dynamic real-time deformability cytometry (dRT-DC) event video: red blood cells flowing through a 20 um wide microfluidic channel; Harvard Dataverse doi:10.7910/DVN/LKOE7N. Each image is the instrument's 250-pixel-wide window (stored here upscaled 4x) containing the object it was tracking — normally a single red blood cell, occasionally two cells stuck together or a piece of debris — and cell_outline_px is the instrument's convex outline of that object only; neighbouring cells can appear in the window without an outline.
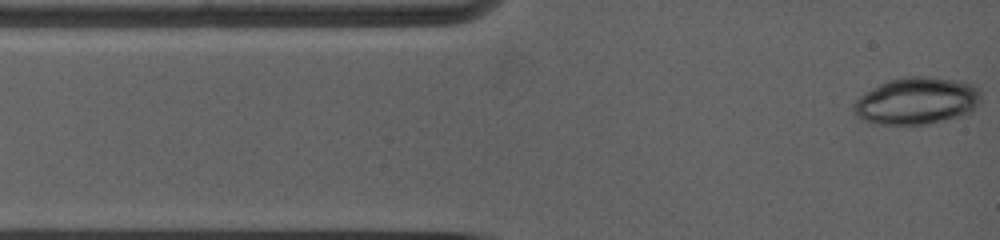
{"species": "common noctule bat (a hibernating species)", "species_latin": "Nyctalus noctula", "temperature_condition": "warm", "stored_images_in_passage": 14, "camera_frame_rate_fps": 5000, "um_per_image_px": 0.085, "animal": {"sex": "female", "body_mass_g": 19.0, "forearm_length_mm": 53.3}, "frame": {"image": 1, "passage_image": 1, "time_ms": 0.0, "image_size_px": [1000, 240], "cell_outline_px": [[976, 96], [972, 108], [952, 116], [920, 124], [884, 124], [868, 120], [860, 116], [856, 112], [856, 104], [868, 92], [880, 84], [888, 80], [908, 76], [928, 76], [960, 80], [972, 84], [976, 88]], "centroid_in_image_um": [77.89, 8.52], "position_along_channel_um": 7.1, "area_um2": 32.6}}
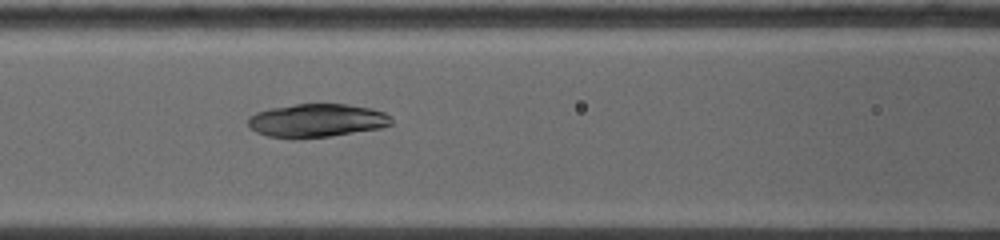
{"frame": {"image": 2, "passage_image": 12, "time_ms": 4.6, "image_size_px": [1000, 240], "cell_outline_px": [[392, 124], [380, 128], [328, 136], [268, 136], [252, 128], [248, 124], [248, 120], [256, 112], [272, 108], [296, 104], [348, 104], [368, 108], [384, 112], [392, 120]], "centroid_in_image_um": [26.98, 10.21], "position_along_channel_um": 139.6, "area_um2": 26.76}}
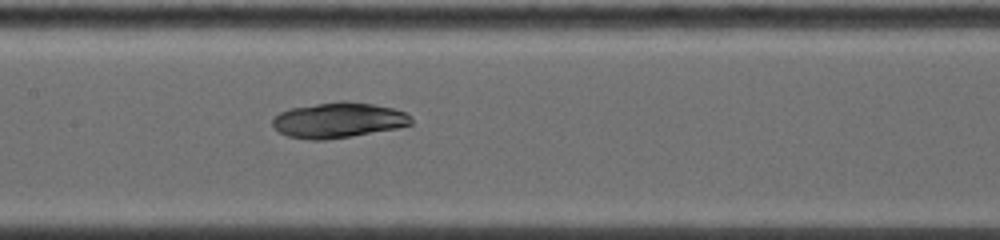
{"frame": {"image": 3, "passage_image": 14, "time_ms": 5.6, "image_size_px": [1000, 240], "cell_outline_px": [[412, 124], [396, 128], [348, 136], [320, 140], [316, 140], [288, 136], [280, 132], [272, 124], [272, 120], [280, 112], [292, 108], [340, 100], [348, 100], [372, 104], [392, 108], [404, 112], [412, 120]], "centroid_in_image_um": [28.75, 10.19], "position_along_channel_um": 178.7, "area_um2": 28.03}}